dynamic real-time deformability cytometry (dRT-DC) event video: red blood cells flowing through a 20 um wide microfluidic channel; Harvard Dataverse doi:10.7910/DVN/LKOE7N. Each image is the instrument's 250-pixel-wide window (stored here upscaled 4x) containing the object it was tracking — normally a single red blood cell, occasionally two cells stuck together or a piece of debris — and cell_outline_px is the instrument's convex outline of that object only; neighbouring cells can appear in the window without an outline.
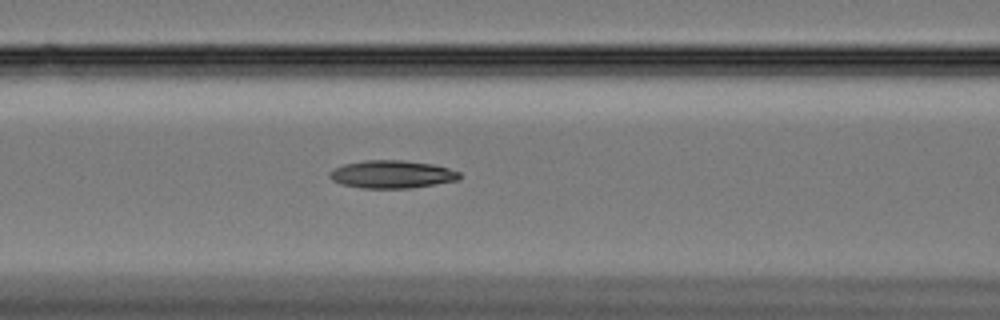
{"species": "Egyptian fruit bat (a non-hibernating species)", "species_latin": "Rousettus aegyptiacus", "temperature_condition": "cold", "stored_images_in_passage": 60, "camera_frame_rate_fps": 3000, "um_per_image_px": 0.085, "animal": {"sex": "female"}, "frame": {"image": 1, "passage_image": 25, "time_ms": 8.0, "image_size_px": [1000, 320], "cell_outline_px": [[460, 180], [408, 188], [364, 188], [340, 184], [332, 180], [328, 176], [328, 172], [344, 164], [364, 160], [404, 160], [436, 164], [460, 172]], "centroid_in_image_um": [33.32, 14.81], "position_along_channel_um": 133.3, "area_um2": 21.15}}
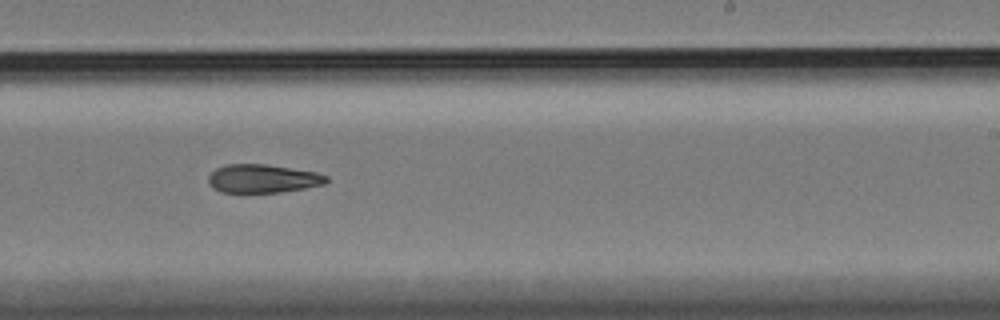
{"frame": {"image": 2, "passage_image": 37, "time_ms": 12.0, "image_size_px": [1000, 320], "cell_outline_px": [[328, 180], [324, 184], [304, 188], [280, 192], [220, 192], [212, 188], [208, 184], [208, 176], [216, 168], [228, 164], [264, 164], [316, 172], [328, 176]], "centroid_in_image_um": [22.3, 15.18], "position_along_channel_um": 266.7, "area_um2": 19.48}}
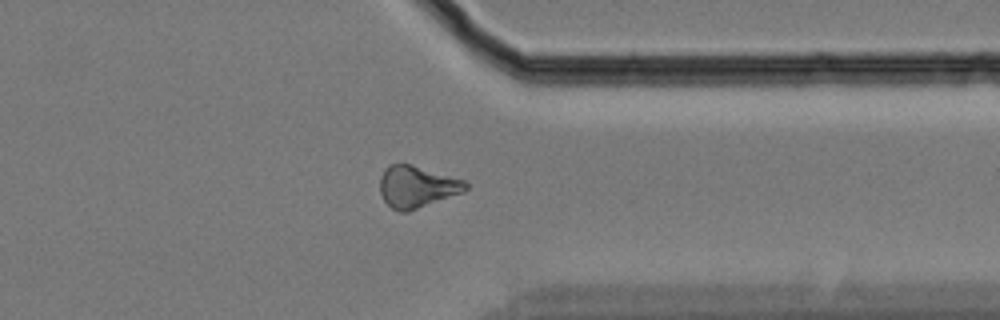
{"frame": {"image": 3, "passage_image": 47, "time_ms": 15.333, "image_size_px": [1000, 320], "cell_outline_px": [[468, 188], [460, 192], [408, 212], [400, 212], [392, 208], [384, 200], [380, 192], [380, 176], [384, 168], [388, 164], [412, 164], [464, 180], [468, 184]], "centroid_in_image_um": [35.38, 15.85], "position_along_channel_um": 376.0, "area_um2": 20.63}, "authors_computed_cell_mechanics": {"area_um2": 20.4901, "velocity_mm_per_s": 3.3414, "shape_relaxation_time_tau1_ms": 9.8838, "shape_relaxation_time_tau2_ms": null, "deformation_change_tau1": 0.1908, "deformation_change_tau2": null}}